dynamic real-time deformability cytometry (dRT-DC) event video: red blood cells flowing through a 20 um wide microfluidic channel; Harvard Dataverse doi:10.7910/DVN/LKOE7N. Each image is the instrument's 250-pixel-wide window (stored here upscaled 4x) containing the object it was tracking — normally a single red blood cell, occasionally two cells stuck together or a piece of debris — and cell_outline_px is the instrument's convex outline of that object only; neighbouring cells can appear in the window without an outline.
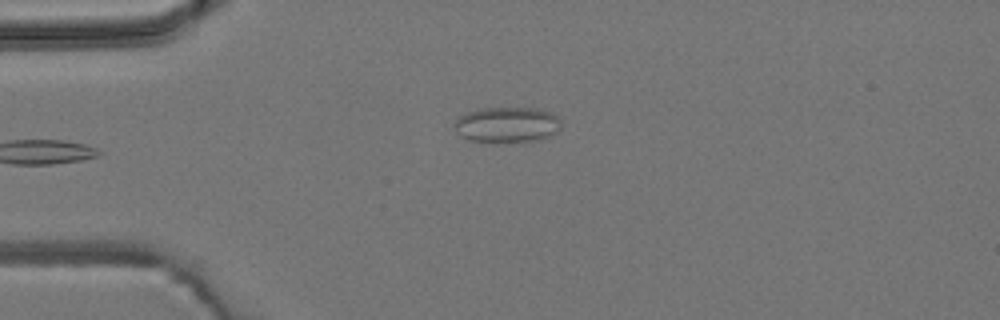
{"species": "common noctule bat (a hibernating species)", "species_latin": "Nyctalus noctula", "temperature_condition": "room temperature", "stored_images_in_passage": 4, "camera_frame_rate_fps": 3000, "um_per_image_px": 0.085, "animal": {"sex": "male", "body_mass_g": 19.2, "forearm_length_mm": 51.8}, "frame": {"image": 1, "passage_image": 4, "time_ms": 3.333, "image_size_px": [1000, 320], "cell_outline_px": [[560, 128], [552, 136], [544, 140], [496, 144], [468, 140], [460, 136], [456, 132], [452, 124], [460, 116], [468, 112], [480, 108], [540, 108], [552, 112], [560, 120]], "centroid_in_image_um": [43.1, 10.64], "position_along_channel_um": 41.9, "area_um2": 23.0}}